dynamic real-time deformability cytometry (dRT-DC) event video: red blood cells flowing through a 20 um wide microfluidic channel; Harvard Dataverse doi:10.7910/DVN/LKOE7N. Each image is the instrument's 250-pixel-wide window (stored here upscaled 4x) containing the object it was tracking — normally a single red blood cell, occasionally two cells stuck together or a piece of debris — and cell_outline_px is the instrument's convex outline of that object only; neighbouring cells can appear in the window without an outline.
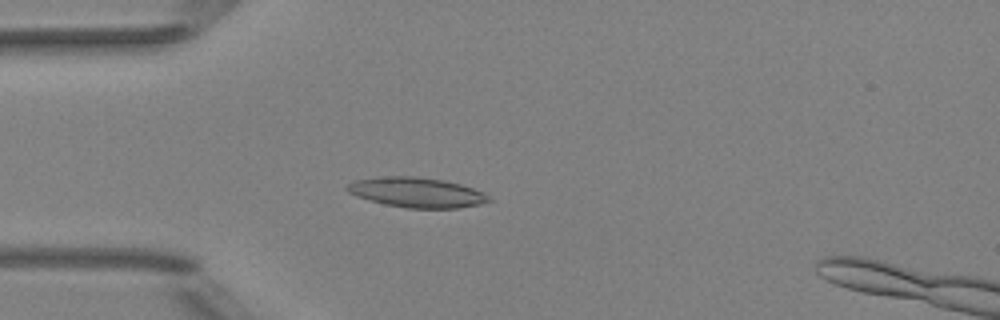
{"species": "Egyptian fruit bat (a non-hibernating species)", "species_latin": "Rousettus aegyptiacus", "temperature_condition": "room temperature", "stored_images_in_passage": 53, "segment_of_instrument_passage": [1, 2], "camera_frame_rate_fps": 3000, "um_per_image_px": 0.085, "animal": {"sex": "female"}, "frame": {"image": 1, "passage_image": 15, "time_ms": 4.667, "image_size_px": [1000, 320], "cell_outline_px": [[492, 200], [480, 204], [460, 208], [408, 208], [384, 204], [368, 200], [356, 196], [348, 192], [344, 188], [348, 184], [356, 180], [380, 176], [416, 176], [444, 180], [460, 184], [484, 192]], "centroid_in_image_um": [35.4, 16.35], "position_along_channel_um": 49.6, "area_um2": 24.85}}
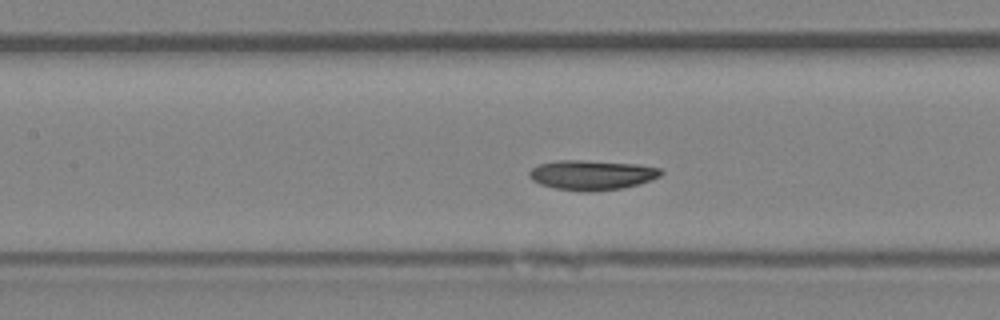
{"frame": {"image": 2, "passage_image": 24, "time_ms": 7.667, "image_size_px": [1000, 320], "cell_outline_px": [[664, 172], [660, 176], [624, 188], [592, 192], [584, 192], [556, 188], [540, 184], [532, 180], [528, 176], [528, 172], [532, 168], [540, 164], [556, 160], [584, 160], [636, 164], [660, 168]], "centroid_in_image_um": [50.28, 14.87], "position_along_channel_um": 157.1, "area_um2": 22.83}}
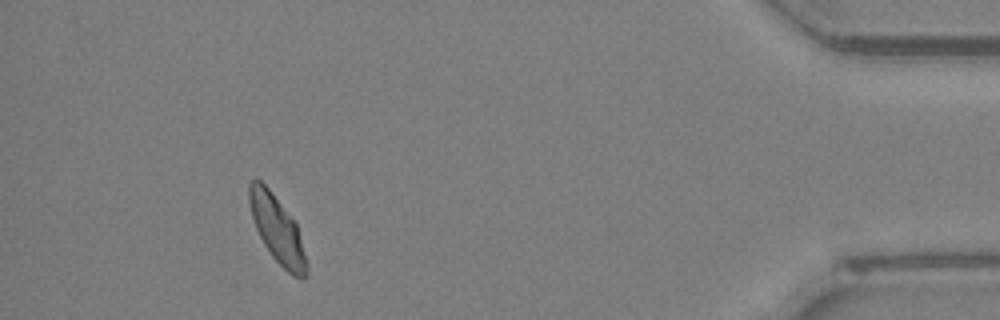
{"frame": {"image": 3, "passage_image": 48, "time_ms": 15.667, "image_size_px": [1000, 320], "cell_outline_px": [[308, 276], [304, 280], [292, 276], [272, 256], [264, 244], [256, 228], [252, 216], [248, 200], [248, 184], [252, 180], [260, 180], [268, 188], [296, 224], [308, 272]], "centroid_in_image_um": [23.53, 19.52], "position_along_channel_um": 411.7, "area_um2": 21.62}}